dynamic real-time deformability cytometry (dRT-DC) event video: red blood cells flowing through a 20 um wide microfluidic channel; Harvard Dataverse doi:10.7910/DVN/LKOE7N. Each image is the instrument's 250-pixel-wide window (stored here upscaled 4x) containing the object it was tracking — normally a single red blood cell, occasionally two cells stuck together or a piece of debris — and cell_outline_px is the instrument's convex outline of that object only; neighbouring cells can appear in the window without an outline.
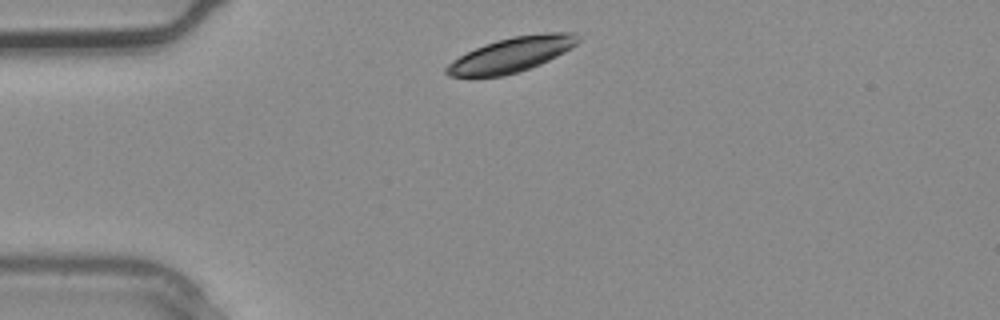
{"species": "common noctule bat (a hibernating species)", "species_latin": "Nyctalus noctula", "temperature_condition": "warm", "stored_images_in_passage": 1, "camera_frame_rate_fps": 3000, "um_per_image_px": 0.085, "animal": {"sex": "male", "body_mass_g": 20.4}, "frame": {"image": 1, "passage_image": 1, "time_ms": 0.0, "image_size_px": [1000, 320], "cell_outline_px": [[580, 40], [576, 44], [564, 52], [540, 64], [504, 76], [448, 76], [444, 72], [444, 68], [452, 60], [484, 44], [496, 40], [512, 36], [544, 32], [576, 32]], "centroid_in_image_um": [43.48, 4.62], "position_along_channel_um": 41.5, "area_um2": 26.47}}